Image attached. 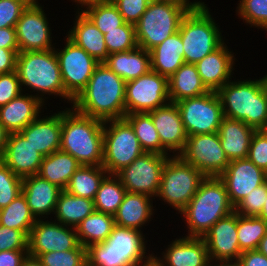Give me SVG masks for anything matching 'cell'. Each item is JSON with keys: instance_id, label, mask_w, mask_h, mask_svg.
I'll return each instance as SVG.
<instances>
[{"instance_id": "cell-1", "label": "cell", "mask_w": 267, "mask_h": 266, "mask_svg": "<svg viewBox=\"0 0 267 266\" xmlns=\"http://www.w3.org/2000/svg\"><path fill=\"white\" fill-rule=\"evenodd\" d=\"M126 82L99 63L86 88L73 101L77 112L103 122L124 118Z\"/></svg>"}, {"instance_id": "cell-2", "label": "cell", "mask_w": 267, "mask_h": 266, "mask_svg": "<svg viewBox=\"0 0 267 266\" xmlns=\"http://www.w3.org/2000/svg\"><path fill=\"white\" fill-rule=\"evenodd\" d=\"M104 122L72 109L61 111L60 150L81 165L101 166L103 162Z\"/></svg>"}, {"instance_id": "cell-3", "label": "cell", "mask_w": 267, "mask_h": 266, "mask_svg": "<svg viewBox=\"0 0 267 266\" xmlns=\"http://www.w3.org/2000/svg\"><path fill=\"white\" fill-rule=\"evenodd\" d=\"M224 117L256 130L267 128V75L259 80L228 81L218 91Z\"/></svg>"}, {"instance_id": "cell-4", "label": "cell", "mask_w": 267, "mask_h": 266, "mask_svg": "<svg viewBox=\"0 0 267 266\" xmlns=\"http://www.w3.org/2000/svg\"><path fill=\"white\" fill-rule=\"evenodd\" d=\"M234 212L224 182L206 177L196 194L181 211L188 227V237H202L218 220Z\"/></svg>"}, {"instance_id": "cell-5", "label": "cell", "mask_w": 267, "mask_h": 266, "mask_svg": "<svg viewBox=\"0 0 267 266\" xmlns=\"http://www.w3.org/2000/svg\"><path fill=\"white\" fill-rule=\"evenodd\" d=\"M143 236L141 231L115 225L106 241L87 248L88 266H136L143 263L150 256H145Z\"/></svg>"}, {"instance_id": "cell-6", "label": "cell", "mask_w": 267, "mask_h": 266, "mask_svg": "<svg viewBox=\"0 0 267 266\" xmlns=\"http://www.w3.org/2000/svg\"><path fill=\"white\" fill-rule=\"evenodd\" d=\"M16 72L21 88L39 91L41 96L59 95L73 104V99L65 92L55 49L44 51H24L17 54Z\"/></svg>"}, {"instance_id": "cell-7", "label": "cell", "mask_w": 267, "mask_h": 266, "mask_svg": "<svg viewBox=\"0 0 267 266\" xmlns=\"http://www.w3.org/2000/svg\"><path fill=\"white\" fill-rule=\"evenodd\" d=\"M214 21L204 2L183 17L178 32L183 43L185 63L196 64L224 43Z\"/></svg>"}, {"instance_id": "cell-8", "label": "cell", "mask_w": 267, "mask_h": 266, "mask_svg": "<svg viewBox=\"0 0 267 266\" xmlns=\"http://www.w3.org/2000/svg\"><path fill=\"white\" fill-rule=\"evenodd\" d=\"M205 178L206 176L194 166L173 155L164 165L156 196L180 213L196 194Z\"/></svg>"}, {"instance_id": "cell-9", "label": "cell", "mask_w": 267, "mask_h": 266, "mask_svg": "<svg viewBox=\"0 0 267 266\" xmlns=\"http://www.w3.org/2000/svg\"><path fill=\"white\" fill-rule=\"evenodd\" d=\"M144 152L131 124L125 118L104 122L102 166L108 174H117Z\"/></svg>"}, {"instance_id": "cell-10", "label": "cell", "mask_w": 267, "mask_h": 266, "mask_svg": "<svg viewBox=\"0 0 267 266\" xmlns=\"http://www.w3.org/2000/svg\"><path fill=\"white\" fill-rule=\"evenodd\" d=\"M188 12L169 3H149L146 11L135 24L138 47L147 51L158 46L179 31L183 17Z\"/></svg>"}, {"instance_id": "cell-11", "label": "cell", "mask_w": 267, "mask_h": 266, "mask_svg": "<svg viewBox=\"0 0 267 266\" xmlns=\"http://www.w3.org/2000/svg\"><path fill=\"white\" fill-rule=\"evenodd\" d=\"M188 136L218 132L224 118L221 100L215 91L176 102Z\"/></svg>"}, {"instance_id": "cell-12", "label": "cell", "mask_w": 267, "mask_h": 266, "mask_svg": "<svg viewBox=\"0 0 267 266\" xmlns=\"http://www.w3.org/2000/svg\"><path fill=\"white\" fill-rule=\"evenodd\" d=\"M178 156L206 177H219L230 163L221 146L218 132L188 136L185 147Z\"/></svg>"}, {"instance_id": "cell-13", "label": "cell", "mask_w": 267, "mask_h": 266, "mask_svg": "<svg viewBox=\"0 0 267 266\" xmlns=\"http://www.w3.org/2000/svg\"><path fill=\"white\" fill-rule=\"evenodd\" d=\"M167 101V102H166ZM170 102L168 78L150 70L126 82L125 112H150Z\"/></svg>"}, {"instance_id": "cell-14", "label": "cell", "mask_w": 267, "mask_h": 266, "mask_svg": "<svg viewBox=\"0 0 267 266\" xmlns=\"http://www.w3.org/2000/svg\"><path fill=\"white\" fill-rule=\"evenodd\" d=\"M168 157L169 155L144 152L116 175L127 192L156 196Z\"/></svg>"}, {"instance_id": "cell-15", "label": "cell", "mask_w": 267, "mask_h": 266, "mask_svg": "<svg viewBox=\"0 0 267 266\" xmlns=\"http://www.w3.org/2000/svg\"><path fill=\"white\" fill-rule=\"evenodd\" d=\"M55 53L65 92L75 100L86 88L99 62L68 37L64 49L55 50Z\"/></svg>"}, {"instance_id": "cell-16", "label": "cell", "mask_w": 267, "mask_h": 266, "mask_svg": "<svg viewBox=\"0 0 267 266\" xmlns=\"http://www.w3.org/2000/svg\"><path fill=\"white\" fill-rule=\"evenodd\" d=\"M79 244L76 228L37 218L29 234L28 255L38 258L52 251L75 249Z\"/></svg>"}, {"instance_id": "cell-17", "label": "cell", "mask_w": 267, "mask_h": 266, "mask_svg": "<svg viewBox=\"0 0 267 266\" xmlns=\"http://www.w3.org/2000/svg\"><path fill=\"white\" fill-rule=\"evenodd\" d=\"M46 18L37 0H32L22 11L15 27L19 52L55 49L52 48L51 29Z\"/></svg>"}, {"instance_id": "cell-18", "label": "cell", "mask_w": 267, "mask_h": 266, "mask_svg": "<svg viewBox=\"0 0 267 266\" xmlns=\"http://www.w3.org/2000/svg\"><path fill=\"white\" fill-rule=\"evenodd\" d=\"M237 234V212L218 220L203 236L211 263L237 262L242 254Z\"/></svg>"}, {"instance_id": "cell-19", "label": "cell", "mask_w": 267, "mask_h": 266, "mask_svg": "<svg viewBox=\"0 0 267 266\" xmlns=\"http://www.w3.org/2000/svg\"><path fill=\"white\" fill-rule=\"evenodd\" d=\"M219 178L224 182L235 208L254 188L267 181V173L245 158L230 161Z\"/></svg>"}, {"instance_id": "cell-20", "label": "cell", "mask_w": 267, "mask_h": 266, "mask_svg": "<svg viewBox=\"0 0 267 266\" xmlns=\"http://www.w3.org/2000/svg\"><path fill=\"white\" fill-rule=\"evenodd\" d=\"M147 113L151 116L162 146L169 152L177 151L175 156H178L185 147L188 135L176 103L168 102Z\"/></svg>"}, {"instance_id": "cell-21", "label": "cell", "mask_w": 267, "mask_h": 266, "mask_svg": "<svg viewBox=\"0 0 267 266\" xmlns=\"http://www.w3.org/2000/svg\"><path fill=\"white\" fill-rule=\"evenodd\" d=\"M44 156L20 133H10L6 149L0 159L15 175L24 178L36 175Z\"/></svg>"}, {"instance_id": "cell-22", "label": "cell", "mask_w": 267, "mask_h": 266, "mask_svg": "<svg viewBox=\"0 0 267 266\" xmlns=\"http://www.w3.org/2000/svg\"><path fill=\"white\" fill-rule=\"evenodd\" d=\"M159 261L163 266H212L206 243L202 237L176 239Z\"/></svg>"}, {"instance_id": "cell-23", "label": "cell", "mask_w": 267, "mask_h": 266, "mask_svg": "<svg viewBox=\"0 0 267 266\" xmlns=\"http://www.w3.org/2000/svg\"><path fill=\"white\" fill-rule=\"evenodd\" d=\"M9 101L0 107V123L10 132H20L28 124L37 119L40 109L44 104V98L37 95H22Z\"/></svg>"}, {"instance_id": "cell-24", "label": "cell", "mask_w": 267, "mask_h": 266, "mask_svg": "<svg viewBox=\"0 0 267 266\" xmlns=\"http://www.w3.org/2000/svg\"><path fill=\"white\" fill-rule=\"evenodd\" d=\"M234 55L224 43L214 52L206 55L195 65L202 83L209 91L217 92L229 81L233 71Z\"/></svg>"}, {"instance_id": "cell-25", "label": "cell", "mask_w": 267, "mask_h": 266, "mask_svg": "<svg viewBox=\"0 0 267 266\" xmlns=\"http://www.w3.org/2000/svg\"><path fill=\"white\" fill-rule=\"evenodd\" d=\"M20 133L44 157L60 150L61 111L43 119L39 117Z\"/></svg>"}, {"instance_id": "cell-26", "label": "cell", "mask_w": 267, "mask_h": 266, "mask_svg": "<svg viewBox=\"0 0 267 266\" xmlns=\"http://www.w3.org/2000/svg\"><path fill=\"white\" fill-rule=\"evenodd\" d=\"M62 189L39 175L22 178V194L25 196L31 213L39 219L55 211Z\"/></svg>"}, {"instance_id": "cell-27", "label": "cell", "mask_w": 267, "mask_h": 266, "mask_svg": "<svg viewBox=\"0 0 267 266\" xmlns=\"http://www.w3.org/2000/svg\"><path fill=\"white\" fill-rule=\"evenodd\" d=\"M256 129L240 120L224 117L218 129L221 146L229 159H245Z\"/></svg>"}, {"instance_id": "cell-28", "label": "cell", "mask_w": 267, "mask_h": 266, "mask_svg": "<svg viewBox=\"0 0 267 266\" xmlns=\"http://www.w3.org/2000/svg\"><path fill=\"white\" fill-rule=\"evenodd\" d=\"M75 20V25L68 32L69 34H67L68 38L83 48L97 62L104 63L109 55L104 34L98 30L82 11H78Z\"/></svg>"}, {"instance_id": "cell-29", "label": "cell", "mask_w": 267, "mask_h": 266, "mask_svg": "<svg viewBox=\"0 0 267 266\" xmlns=\"http://www.w3.org/2000/svg\"><path fill=\"white\" fill-rule=\"evenodd\" d=\"M150 198L144 194L127 192L114 215L115 225L141 231L140 227L151 220L153 215Z\"/></svg>"}, {"instance_id": "cell-30", "label": "cell", "mask_w": 267, "mask_h": 266, "mask_svg": "<svg viewBox=\"0 0 267 266\" xmlns=\"http://www.w3.org/2000/svg\"><path fill=\"white\" fill-rule=\"evenodd\" d=\"M149 52L151 70L168 79L185 63L183 43L179 32L168 37Z\"/></svg>"}, {"instance_id": "cell-31", "label": "cell", "mask_w": 267, "mask_h": 266, "mask_svg": "<svg viewBox=\"0 0 267 266\" xmlns=\"http://www.w3.org/2000/svg\"><path fill=\"white\" fill-rule=\"evenodd\" d=\"M104 63L125 82L137 79L151 70L150 52L140 47L109 54Z\"/></svg>"}, {"instance_id": "cell-32", "label": "cell", "mask_w": 267, "mask_h": 266, "mask_svg": "<svg viewBox=\"0 0 267 266\" xmlns=\"http://www.w3.org/2000/svg\"><path fill=\"white\" fill-rule=\"evenodd\" d=\"M170 102L198 97L209 92L198 74L195 64L184 63L168 79Z\"/></svg>"}, {"instance_id": "cell-33", "label": "cell", "mask_w": 267, "mask_h": 266, "mask_svg": "<svg viewBox=\"0 0 267 266\" xmlns=\"http://www.w3.org/2000/svg\"><path fill=\"white\" fill-rule=\"evenodd\" d=\"M80 166L72 155L59 150L43 158L37 175L65 190L71 176Z\"/></svg>"}, {"instance_id": "cell-34", "label": "cell", "mask_w": 267, "mask_h": 266, "mask_svg": "<svg viewBox=\"0 0 267 266\" xmlns=\"http://www.w3.org/2000/svg\"><path fill=\"white\" fill-rule=\"evenodd\" d=\"M94 211V200L74 196L62 190L54 214L58 223L76 228L82 220Z\"/></svg>"}, {"instance_id": "cell-35", "label": "cell", "mask_w": 267, "mask_h": 266, "mask_svg": "<svg viewBox=\"0 0 267 266\" xmlns=\"http://www.w3.org/2000/svg\"><path fill=\"white\" fill-rule=\"evenodd\" d=\"M115 226L114 216L94 211L76 227L79 243L85 248L106 241Z\"/></svg>"}, {"instance_id": "cell-36", "label": "cell", "mask_w": 267, "mask_h": 266, "mask_svg": "<svg viewBox=\"0 0 267 266\" xmlns=\"http://www.w3.org/2000/svg\"><path fill=\"white\" fill-rule=\"evenodd\" d=\"M106 175H108L107 170L102 165H81L71 176L65 191L74 196L94 200Z\"/></svg>"}, {"instance_id": "cell-37", "label": "cell", "mask_w": 267, "mask_h": 266, "mask_svg": "<svg viewBox=\"0 0 267 266\" xmlns=\"http://www.w3.org/2000/svg\"><path fill=\"white\" fill-rule=\"evenodd\" d=\"M126 193V189L116 174L106 175L94 199L95 211L114 216Z\"/></svg>"}, {"instance_id": "cell-38", "label": "cell", "mask_w": 267, "mask_h": 266, "mask_svg": "<svg viewBox=\"0 0 267 266\" xmlns=\"http://www.w3.org/2000/svg\"><path fill=\"white\" fill-rule=\"evenodd\" d=\"M132 126L145 152L168 155L162 146L151 116L147 112L126 114L124 117Z\"/></svg>"}, {"instance_id": "cell-39", "label": "cell", "mask_w": 267, "mask_h": 266, "mask_svg": "<svg viewBox=\"0 0 267 266\" xmlns=\"http://www.w3.org/2000/svg\"><path fill=\"white\" fill-rule=\"evenodd\" d=\"M35 216L31 213L25 196L19 194L8 206L0 209V225L26 232L28 235L34 224Z\"/></svg>"}, {"instance_id": "cell-40", "label": "cell", "mask_w": 267, "mask_h": 266, "mask_svg": "<svg viewBox=\"0 0 267 266\" xmlns=\"http://www.w3.org/2000/svg\"><path fill=\"white\" fill-rule=\"evenodd\" d=\"M267 233V222L258 216H241L237 213V234L241 252L257 250Z\"/></svg>"}, {"instance_id": "cell-41", "label": "cell", "mask_w": 267, "mask_h": 266, "mask_svg": "<svg viewBox=\"0 0 267 266\" xmlns=\"http://www.w3.org/2000/svg\"><path fill=\"white\" fill-rule=\"evenodd\" d=\"M82 12L92 21L102 34L117 29L126 22L112 3L93 4L86 7Z\"/></svg>"}, {"instance_id": "cell-42", "label": "cell", "mask_w": 267, "mask_h": 266, "mask_svg": "<svg viewBox=\"0 0 267 266\" xmlns=\"http://www.w3.org/2000/svg\"><path fill=\"white\" fill-rule=\"evenodd\" d=\"M104 40L109 54L126 52L138 47L135 25L130 23L104 34Z\"/></svg>"}, {"instance_id": "cell-43", "label": "cell", "mask_w": 267, "mask_h": 266, "mask_svg": "<svg viewBox=\"0 0 267 266\" xmlns=\"http://www.w3.org/2000/svg\"><path fill=\"white\" fill-rule=\"evenodd\" d=\"M37 259L42 266H88L87 248L81 244L72 250L41 254Z\"/></svg>"}, {"instance_id": "cell-44", "label": "cell", "mask_w": 267, "mask_h": 266, "mask_svg": "<svg viewBox=\"0 0 267 266\" xmlns=\"http://www.w3.org/2000/svg\"><path fill=\"white\" fill-rule=\"evenodd\" d=\"M22 193V178L0 160V209L8 206Z\"/></svg>"}, {"instance_id": "cell-45", "label": "cell", "mask_w": 267, "mask_h": 266, "mask_svg": "<svg viewBox=\"0 0 267 266\" xmlns=\"http://www.w3.org/2000/svg\"><path fill=\"white\" fill-rule=\"evenodd\" d=\"M238 6L243 21L267 31V0H240Z\"/></svg>"}, {"instance_id": "cell-46", "label": "cell", "mask_w": 267, "mask_h": 266, "mask_svg": "<svg viewBox=\"0 0 267 266\" xmlns=\"http://www.w3.org/2000/svg\"><path fill=\"white\" fill-rule=\"evenodd\" d=\"M267 196V181L254 188L234 208V211L241 216H258L264 206Z\"/></svg>"}, {"instance_id": "cell-47", "label": "cell", "mask_w": 267, "mask_h": 266, "mask_svg": "<svg viewBox=\"0 0 267 266\" xmlns=\"http://www.w3.org/2000/svg\"><path fill=\"white\" fill-rule=\"evenodd\" d=\"M32 0H0V29L16 27L22 11Z\"/></svg>"}, {"instance_id": "cell-48", "label": "cell", "mask_w": 267, "mask_h": 266, "mask_svg": "<svg viewBox=\"0 0 267 266\" xmlns=\"http://www.w3.org/2000/svg\"><path fill=\"white\" fill-rule=\"evenodd\" d=\"M257 167L267 173V131L256 130L252 136L248 157Z\"/></svg>"}, {"instance_id": "cell-49", "label": "cell", "mask_w": 267, "mask_h": 266, "mask_svg": "<svg viewBox=\"0 0 267 266\" xmlns=\"http://www.w3.org/2000/svg\"><path fill=\"white\" fill-rule=\"evenodd\" d=\"M28 239L26 232L0 225V251L28 250Z\"/></svg>"}, {"instance_id": "cell-50", "label": "cell", "mask_w": 267, "mask_h": 266, "mask_svg": "<svg viewBox=\"0 0 267 266\" xmlns=\"http://www.w3.org/2000/svg\"><path fill=\"white\" fill-rule=\"evenodd\" d=\"M126 23L135 25L146 11L149 2L146 0H113Z\"/></svg>"}, {"instance_id": "cell-51", "label": "cell", "mask_w": 267, "mask_h": 266, "mask_svg": "<svg viewBox=\"0 0 267 266\" xmlns=\"http://www.w3.org/2000/svg\"><path fill=\"white\" fill-rule=\"evenodd\" d=\"M22 92L17 72L0 74V107L6 105Z\"/></svg>"}, {"instance_id": "cell-52", "label": "cell", "mask_w": 267, "mask_h": 266, "mask_svg": "<svg viewBox=\"0 0 267 266\" xmlns=\"http://www.w3.org/2000/svg\"><path fill=\"white\" fill-rule=\"evenodd\" d=\"M28 256V250L0 251V266H22Z\"/></svg>"}, {"instance_id": "cell-53", "label": "cell", "mask_w": 267, "mask_h": 266, "mask_svg": "<svg viewBox=\"0 0 267 266\" xmlns=\"http://www.w3.org/2000/svg\"><path fill=\"white\" fill-rule=\"evenodd\" d=\"M19 49L0 48V74L16 70V59Z\"/></svg>"}, {"instance_id": "cell-54", "label": "cell", "mask_w": 267, "mask_h": 266, "mask_svg": "<svg viewBox=\"0 0 267 266\" xmlns=\"http://www.w3.org/2000/svg\"><path fill=\"white\" fill-rule=\"evenodd\" d=\"M237 263L240 266H267V256L258 250L242 252Z\"/></svg>"}, {"instance_id": "cell-55", "label": "cell", "mask_w": 267, "mask_h": 266, "mask_svg": "<svg viewBox=\"0 0 267 266\" xmlns=\"http://www.w3.org/2000/svg\"><path fill=\"white\" fill-rule=\"evenodd\" d=\"M0 48L19 49L16 28L6 27L0 29Z\"/></svg>"}, {"instance_id": "cell-56", "label": "cell", "mask_w": 267, "mask_h": 266, "mask_svg": "<svg viewBox=\"0 0 267 266\" xmlns=\"http://www.w3.org/2000/svg\"><path fill=\"white\" fill-rule=\"evenodd\" d=\"M189 0H156L158 3H169L184 8L187 12L197 9L202 2H188Z\"/></svg>"}, {"instance_id": "cell-57", "label": "cell", "mask_w": 267, "mask_h": 266, "mask_svg": "<svg viewBox=\"0 0 267 266\" xmlns=\"http://www.w3.org/2000/svg\"><path fill=\"white\" fill-rule=\"evenodd\" d=\"M9 135L10 132L0 123V159L2 158L6 149Z\"/></svg>"}, {"instance_id": "cell-58", "label": "cell", "mask_w": 267, "mask_h": 266, "mask_svg": "<svg viewBox=\"0 0 267 266\" xmlns=\"http://www.w3.org/2000/svg\"><path fill=\"white\" fill-rule=\"evenodd\" d=\"M140 264L141 263L137 264L136 266H163L158 257H155L152 254L147 258V260H144L142 265Z\"/></svg>"}, {"instance_id": "cell-59", "label": "cell", "mask_w": 267, "mask_h": 266, "mask_svg": "<svg viewBox=\"0 0 267 266\" xmlns=\"http://www.w3.org/2000/svg\"><path fill=\"white\" fill-rule=\"evenodd\" d=\"M75 2L81 4V8L82 6H90L93 4H100V3H109L112 2L113 0H74Z\"/></svg>"}, {"instance_id": "cell-60", "label": "cell", "mask_w": 267, "mask_h": 266, "mask_svg": "<svg viewBox=\"0 0 267 266\" xmlns=\"http://www.w3.org/2000/svg\"><path fill=\"white\" fill-rule=\"evenodd\" d=\"M22 266H42V264L37 258L28 255Z\"/></svg>"}, {"instance_id": "cell-61", "label": "cell", "mask_w": 267, "mask_h": 266, "mask_svg": "<svg viewBox=\"0 0 267 266\" xmlns=\"http://www.w3.org/2000/svg\"><path fill=\"white\" fill-rule=\"evenodd\" d=\"M257 250L262 253L263 255L267 256V233L266 235L261 239L259 246Z\"/></svg>"}, {"instance_id": "cell-62", "label": "cell", "mask_w": 267, "mask_h": 266, "mask_svg": "<svg viewBox=\"0 0 267 266\" xmlns=\"http://www.w3.org/2000/svg\"><path fill=\"white\" fill-rule=\"evenodd\" d=\"M258 217L262 218L263 220H265L267 222V196H266L264 206H263L260 214L258 215Z\"/></svg>"}, {"instance_id": "cell-63", "label": "cell", "mask_w": 267, "mask_h": 266, "mask_svg": "<svg viewBox=\"0 0 267 266\" xmlns=\"http://www.w3.org/2000/svg\"><path fill=\"white\" fill-rule=\"evenodd\" d=\"M215 265L212 264V266H240L237 262H220L219 264L214 263Z\"/></svg>"}, {"instance_id": "cell-64", "label": "cell", "mask_w": 267, "mask_h": 266, "mask_svg": "<svg viewBox=\"0 0 267 266\" xmlns=\"http://www.w3.org/2000/svg\"><path fill=\"white\" fill-rule=\"evenodd\" d=\"M146 1H148L149 3L156 2V0H146Z\"/></svg>"}]
</instances>
